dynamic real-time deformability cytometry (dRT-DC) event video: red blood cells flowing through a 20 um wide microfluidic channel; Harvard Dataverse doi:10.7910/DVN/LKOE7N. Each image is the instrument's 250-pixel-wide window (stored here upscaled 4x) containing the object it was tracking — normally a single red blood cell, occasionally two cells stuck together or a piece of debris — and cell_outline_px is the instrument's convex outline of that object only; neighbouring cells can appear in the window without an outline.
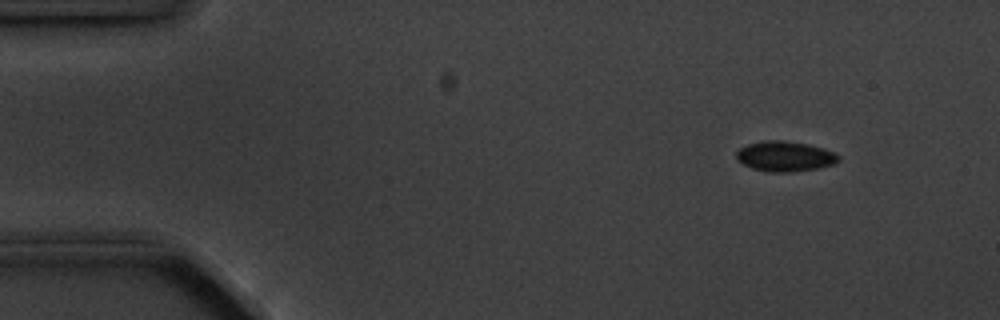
{"species": "common noctule bat (a hibernating species)", "species_latin": "Nyctalus noctula", "temperature_condition": "cold", "stored_images_in_passage": 4, "camera_frame_rate_fps": 3000, "um_per_image_px": 0.085, "animal": {"sex": "male", "body_mass_g": 20.1, "forearm_length_mm": 53.5}, "frame": {"image": 1, "passage_image": 1, "time_ms": 0.0, "image_size_px": [1000, 320], "cell_outline_px": [[840, 160], [836, 164], [820, 168], [788, 172], [772, 172], [752, 168], [736, 160], [736, 152], [740, 148], [748, 144], [764, 140], [784, 140], [808, 144], [824, 148], [836, 152], [840, 156]], "centroid_in_image_um": [66.77, 13.28], "position_along_channel_um": 18.2, "area_um2": 18.21}}
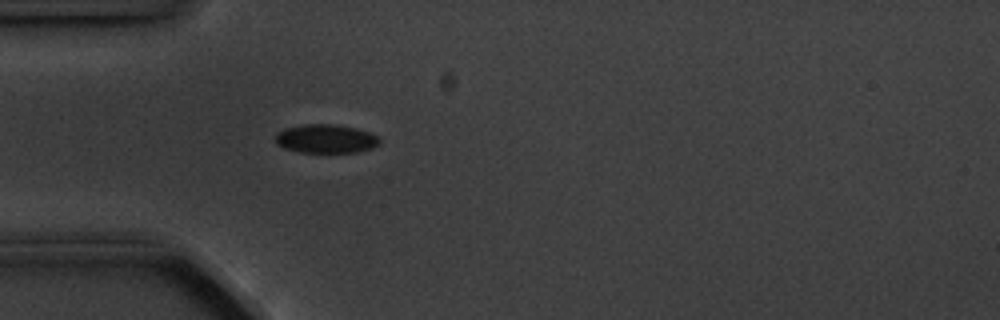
{"frame": {"image": 2, "passage_image": 4, "time_ms": 3.333, "image_size_px": [1000, 320], "cell_outline_px": [[380, 144], [372, 148], [356, 152], [300, 152], [284, 148], [276, 144], [276, 132], [284, 128], [304, 124], [336, 124], [356, 128], [368, 132], [376, 136], [380, 140]], "centroid_in_image_um": [27.67, 11.79], "position_along_channel_um": 57.3, "area_um2": 17.46}}